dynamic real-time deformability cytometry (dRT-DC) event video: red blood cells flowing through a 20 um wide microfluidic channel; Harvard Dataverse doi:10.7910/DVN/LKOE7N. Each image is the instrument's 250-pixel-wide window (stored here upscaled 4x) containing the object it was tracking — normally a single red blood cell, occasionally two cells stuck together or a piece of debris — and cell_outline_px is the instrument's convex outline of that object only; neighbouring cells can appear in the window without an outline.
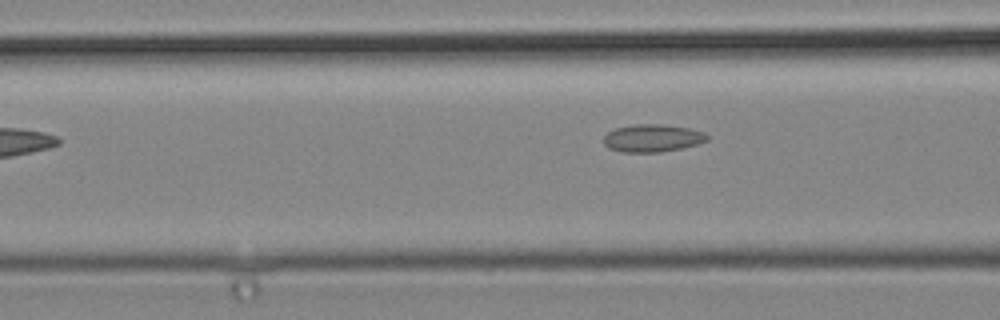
{"species": "common noctule bat (a hibernating species)", "species_latin": "Nyctalus noctula", "temperature_condition": "cold", "stored_images_in_passage": 6, "camera_frame_rate_fps": 3000, "um_per_image_px": 0.085, "animal": {"sex": "male", "body_mass_g": 19.2, "forearm_length_mm": 51.8}, "frame": {"image": 1, "passage_image": 6, "time_ms": 1.667, "image_size_px": [1000, 320], "cell_outline_px": [[708, 140], [696, 144], [680, 148], [660, 152], [620, 152], [608, 148], [604, 144], [604, 136], [608, 132], [616, 128], [636, 124], [660, 124], [688, 128], [704, 132], [708, 136]], "centroid_in_image_um": [55.43, 11.74], "position_along_channel_um": 111.2, "area_um2": 16.53}}